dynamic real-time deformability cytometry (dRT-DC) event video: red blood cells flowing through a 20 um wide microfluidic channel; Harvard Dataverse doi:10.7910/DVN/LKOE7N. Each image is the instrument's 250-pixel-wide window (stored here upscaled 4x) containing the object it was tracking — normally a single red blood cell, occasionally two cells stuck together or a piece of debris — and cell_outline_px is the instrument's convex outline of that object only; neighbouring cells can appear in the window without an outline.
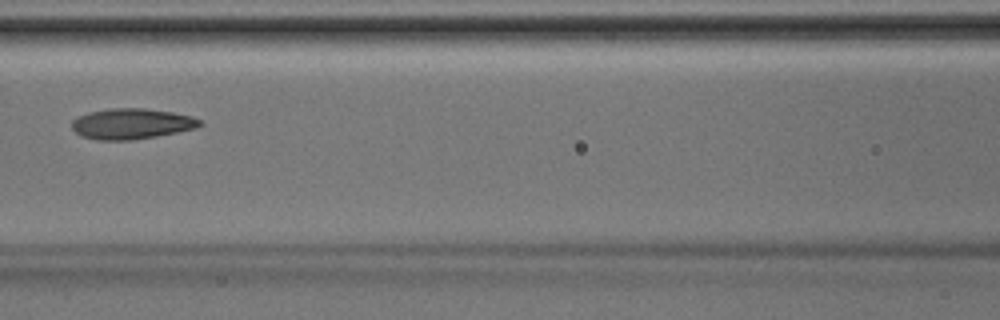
{"species": "Egyptian fruit bat (a non-hibernating species)", "species_latin": "Rousettus aegyptiacus", "temperature_condition": "room temperature", "stored_images_in_passage": 5, "camera_frame_rate_fps": 3000, "um_per_image_px": 0.085, "animal": {"sex": "male"}, "frame": {"image": 1, "passage_image": 5, "time_ms": 1.333, "image_size_px": [1000, 320], "cell_outline_px": [[204, 124], [196, 128], [156, 136], [132, 140], [96, 140], [80, 136], [72, 128], [72, 120], [76, 116], [88, 112], [108, 108], [144, 108], [172, 112], [192, 116], [200, 120]], "centroid_in_image_um": [11.15, 10.51], "position_along_channel_um": 155.4, "area_um2": 23.0}}